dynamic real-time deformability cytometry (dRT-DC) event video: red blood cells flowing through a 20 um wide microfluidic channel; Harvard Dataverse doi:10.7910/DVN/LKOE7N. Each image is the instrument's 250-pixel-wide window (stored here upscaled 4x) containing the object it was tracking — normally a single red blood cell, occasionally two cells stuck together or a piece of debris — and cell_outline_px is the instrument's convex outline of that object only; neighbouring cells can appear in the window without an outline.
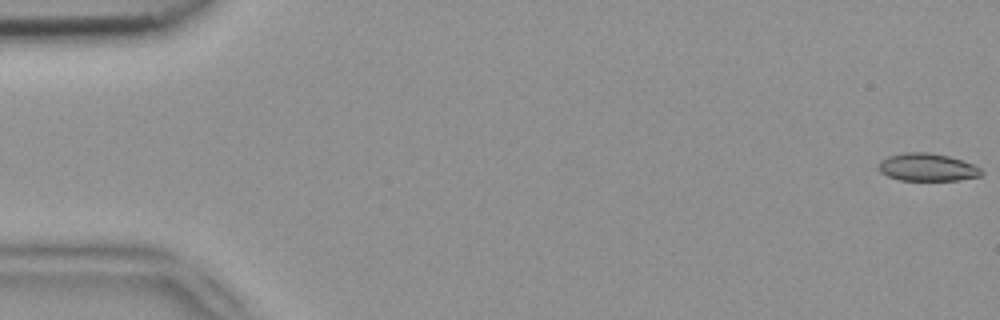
{"species": "common noctule bat (a hibernating species)", "species_latin": "Nyctalus noctula", "temperature_condition": "room temperature", "stored_images_in_passage": 45, "camera_frame_rate_fps": 3000, "um_per_image_px": 0.085, "animal": {"sex": "female", "body_mass_g": 18.4}, "frame": {"image": 1, "passage_image": 1, "time_ms": 0.0, "image_size_px": [1000, 320], "cell_outline_px": [[984, 172], [980, 176], [960, 180], [900, 180], [888, 176], [880, 172], [876, 168], [880, 160], [888, 156], [904, 152], [928, 152], [948, 156], [972, 164], [980, 168]], "centroid_in_image_um": [78.78, 14.22], "position_along_channel_um": 6.2, "area_um2": 16.65}}
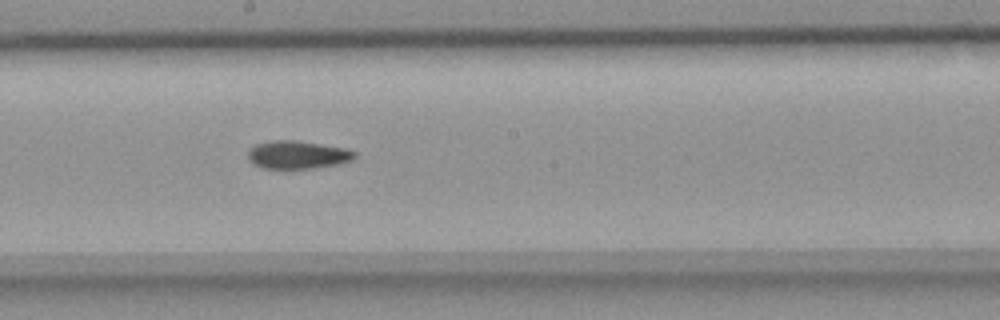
{"frame": {"image": 2, "passage_image": 29, "time_ms": 9.333, "image_size_px": [1000, 320], "cell_outline_px": [[356, 156], [352, 160], [340, 164], [316, 168], [264, 168], [252, 164], [248, 160], [248, 152], [256, 144], [276, 140], [292, 140], [320, 144], [344, 148], [356, 152]], "centroid_in_image_um": [25.3, 13.17], "position_along_channel_um": 222.9, "area_um2": 17.28}}
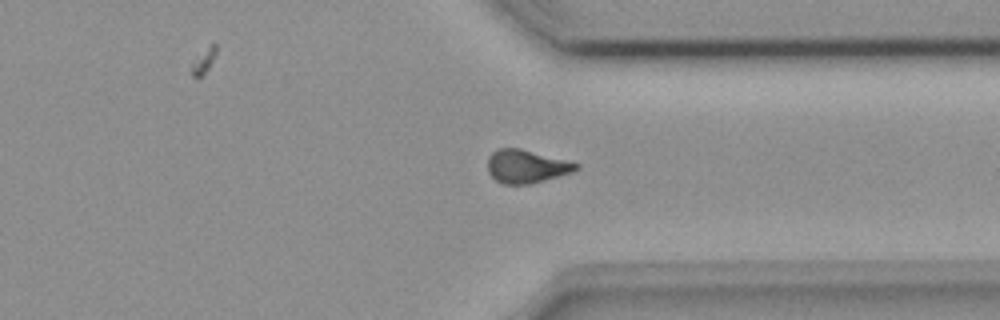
{"frame": {"image": 3, "passage_image": 40, "time_ms": 13.0, "image_size_px": [1000, 320], "cell_outline_px": [[580, 168], [572, 172], [532, 184], [504, 184], [496, 180], [488, 172], [488, 156], [492, 152], [500, 148], [520, 148], [580, 164]], "centroid_in_image_um": [44.74, 14.15], "position_along_channel_um": 366.7, "area_um2": 17.05}}